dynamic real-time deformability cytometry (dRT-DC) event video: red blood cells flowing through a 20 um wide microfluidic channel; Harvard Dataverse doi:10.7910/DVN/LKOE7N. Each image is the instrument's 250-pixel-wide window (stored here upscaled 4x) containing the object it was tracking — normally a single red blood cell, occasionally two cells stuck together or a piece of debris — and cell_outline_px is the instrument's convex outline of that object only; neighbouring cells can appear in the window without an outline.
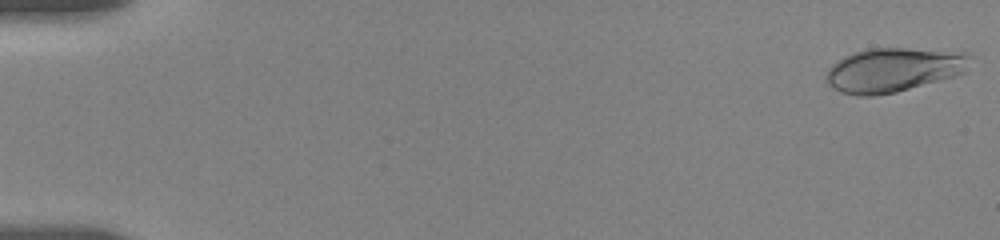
{"species": "human", "species_latin": "Homo sapiens", "temperature_condition": "room temperature", "stored_images_in_passage": 29, "camera_frame_rate_fps": 3000, "um_per_image_px": 0.085, "donor": {"sex": "female"}, "frame": {"image": 1, "passage_image": 1, "time_ms": 0.0, "image_size_px": [1000, 240], "cell_outline_px": [[972, 56], [964, 72], [956, 76], [896, 92], [876, 96], [856, 96], [840, 92], [832, 88], [824, 80], [824, 76], [828, 68], [832, 64], [844, 56], [868, 48], [904, 48], [968, 52]], "centroid_in_image_um": [75.92, 5.94], "position_along_channel_um": 9.1, "area_um2": 37.4}}
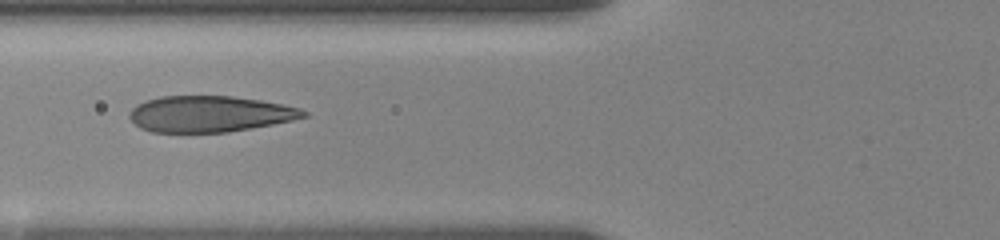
{"frame": {"image": 2, "passage_image": 22, "time_ms": 7.0, "image_size_px": [1000, 240], "cell_outline_px": [[308, 116], [292, 120], [272, 124], [228, 132], [152, 132], [140, 128], [128, 116], [128, 112], [136, 104], [160, 96], [232, 96], [260, 100], [300, 108], [308, 112]], "centroid_in_image_um": [17.8, 9.68], "position_along_channel_um": 108.0, "area_um2": 36.53}}
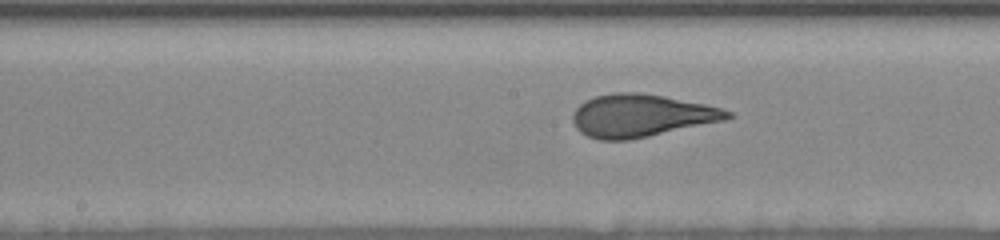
{"frame": {"image": 3, "passage_image": 29, "time_ms": 9.333, "image_size_px": [1000, 240], "cell_outline_px": [[736, 116], [724, 120], [648, 136], [628, 140], [600, 140], [588, 136], [580, 132], [576, 128], [572, 120], [572, 112], [584, 100], [596, 96], [612, 92], [640, 92], [664, 96], [704, 104], [720, 108], [732, 112]], "centroid_in_image_um": [54.46, 9.82], "position_along_channel_um": 193.7, "area_um2": 38.38}}